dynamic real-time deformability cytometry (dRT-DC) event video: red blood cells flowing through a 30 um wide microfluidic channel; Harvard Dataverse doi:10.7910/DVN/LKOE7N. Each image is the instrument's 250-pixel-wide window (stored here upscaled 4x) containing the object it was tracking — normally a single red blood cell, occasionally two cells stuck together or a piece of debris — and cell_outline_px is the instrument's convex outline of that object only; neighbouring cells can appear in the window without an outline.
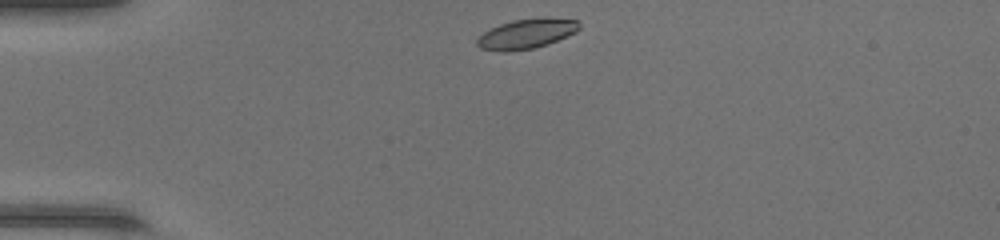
{"species": "common noctule bat (a hibernating species)", "species_latin": "Nyctalus noctula", "temperature_condition": "warm", "stored_images_in_passage": 37, "camera_frame_rate_fps": 3000, "um_per_image_px": 0.085, "animal": {"sex": "female", "body_mass_g": 17.0, "forearm_length_mm": 48.0}, "frame": {"image": 1, "passage_image": 1, "time_ms": 0.0, "image_size_px": [1000, 240], "cell_outline_px": [[580, 28], [576, 32], [548, 44], [536, 48], [504, 52], [500, 52], [480, 48], [476, 44], [476, 40], [484, 32], [500, 24], [512, 20], [544, 16], [580, 20]], "centroid_in_image_um": [44.79, 2.85], "position_along_channel_um": 40.2, "area_um2": 18.09}}
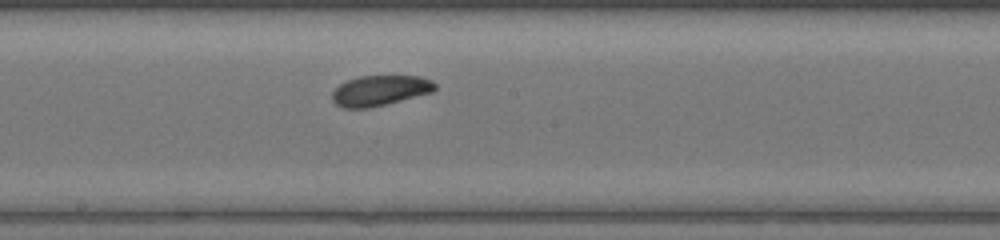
{"frame": {"image": 2, "passage_image": 16, "time_ms": 5.0, "image_size_px": [1000, 240], "cell_outline_px": [[436, 88], [432, 92], [368, 108], [344, 108], [336, 104], [332, 100], [332, 92], [340, 84], [348, 80], [360, 76], [420, 76], [432, 80], [436, 84]], "centroid_in_image_um": [32.29, 7.69], "position_along_channel_um": 215.9, "area_um2": 17.98}}
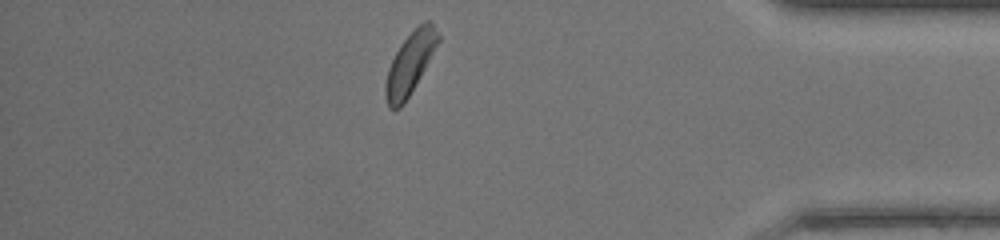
{"frame": {"image": 3, "passage_image": 31, "time_ms": 10.0, "image_size_px": [1000, 240], "cell_outline_px": [[440, 40], [420, 76], [404, 104], [400, 108], [388, 108], [384, 96], [384, 84], [388, 68], [400, 44], [424, 20], [432, 20], [440, 36]], "centroid_in_image_um": [34.84, 5.39], "position_along_channel_um": 400.4, "area_um2": 18.79}, "authors_computed_cell_mechanics": {"area_um2": 18.3804, "velocity_mm_per_s": 4.3386, "shape_relaxation_time_tau1_ms": 2.5834, "shape_relaxation_time_tau2_ms": 4.8329, "deformation_change_tau1": 0.0812, "deformation_change_tau2": 0.1097}}